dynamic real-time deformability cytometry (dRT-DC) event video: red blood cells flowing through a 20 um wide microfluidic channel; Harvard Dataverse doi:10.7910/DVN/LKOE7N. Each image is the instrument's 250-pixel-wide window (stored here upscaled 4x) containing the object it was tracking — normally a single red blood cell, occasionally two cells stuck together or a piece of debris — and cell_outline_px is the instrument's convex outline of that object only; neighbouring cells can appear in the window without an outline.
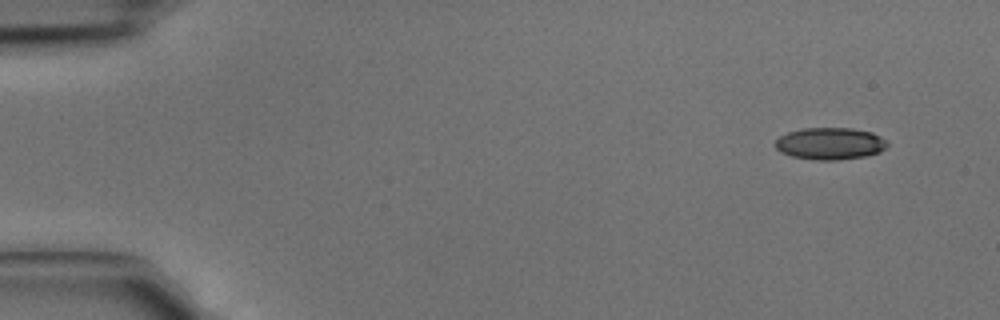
{"species": "common noctule bat (a hibernating species)", "species_latin": "Nyctalus noctula", "temperature_condition": "cold", "stored_images_in_passage": 5, "camera_frame_rate_fps": 3000, "um_per_image_px": 0.085, "animal": {"sex": "male", "body_mass_g": 15.6}, "frame": {"image": 1, "passage_image": 1, "time_ms": 0.0, "image_size_px": [1000, 320], "cell_outline_px": [[888, 144], [880, 152], [864, 156], [836, 160], [816, 160], [792, 156], [780, 152], [776, 148], [776, 140], [780, 136], [788, 132], [804, 128], [852, 128], [872, 132], [880, 136]], "centroid_in_image_um": [70.54, 12.2], "position_along_channel_um": 14.5, "area_um2": 20.75}}
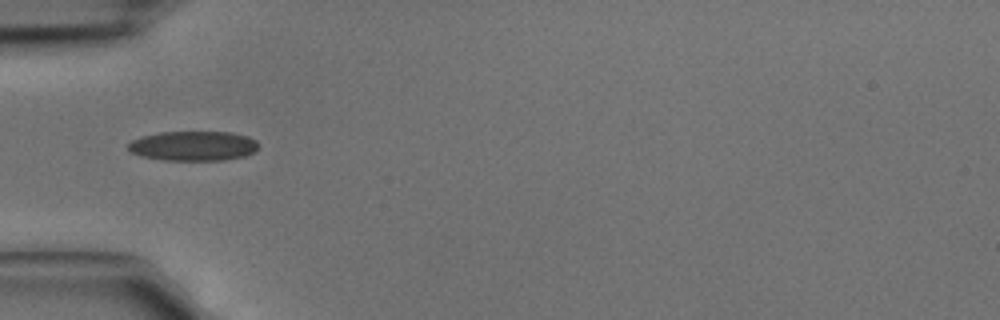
{"frame": {"image": 2, "passage_image": 4, "time_ms": 1.0, "image_size_px": [1000, 320], "cell_outline_px": [[256, 152], [244, 156], [224, 160], [164, 160], [140, 156], [128, 152], [128, 144], [132, 140], [144, 136], [160, 132], [232, 132], [248, 136], [256, 140]], "centroid_in_image_um": [16.42, 12.4], "position_along_channel_um": 68.6, "area_um2": 22.6}}